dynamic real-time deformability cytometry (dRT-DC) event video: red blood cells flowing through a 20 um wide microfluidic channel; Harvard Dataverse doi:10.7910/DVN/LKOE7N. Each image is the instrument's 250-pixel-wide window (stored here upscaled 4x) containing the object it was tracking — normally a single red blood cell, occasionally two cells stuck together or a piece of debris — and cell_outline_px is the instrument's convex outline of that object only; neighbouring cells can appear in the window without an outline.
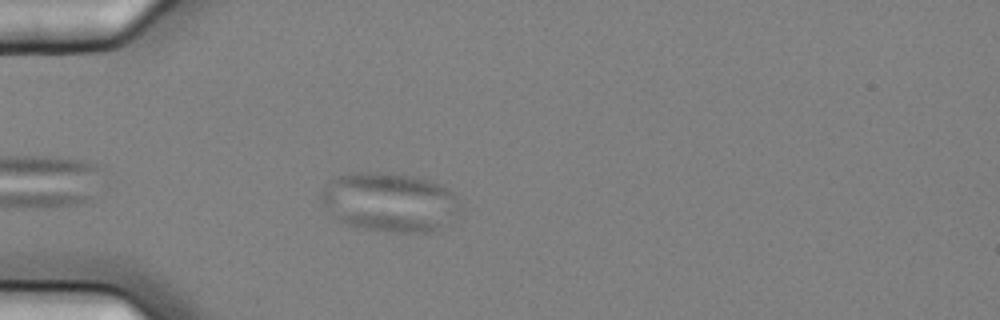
{"species": "common noctule bat (a hibernating species)", "species_latin": "Nyctalus noctula", "temperature_condition": "cold", "stored_images_in_passage": 3, "camera_frame_rate_fps": 3000, "um_per_image_px": 0.085, "animal": {"sex": "female", "body_mass_g": 25.1}, "frame": {"image": 1, "passage_image": 3, "time_ms": 0.667, "image_size_px": [1000, 320], "cell_outline_px": [[456, 196], [440, 224], [432, 232], [396, 232], [364, 228], [348, 224], [340, 220], [320, 200], [320, 192], [324, 184], [336, 176], [356, 172], [376, 172], [412, 176], [428, 180], [440, 184], [448, 188]], "centroid_in_image_um": [32.93, 17.13], "position_along_channel_um": 52.1, "area_um2": 45.78}}